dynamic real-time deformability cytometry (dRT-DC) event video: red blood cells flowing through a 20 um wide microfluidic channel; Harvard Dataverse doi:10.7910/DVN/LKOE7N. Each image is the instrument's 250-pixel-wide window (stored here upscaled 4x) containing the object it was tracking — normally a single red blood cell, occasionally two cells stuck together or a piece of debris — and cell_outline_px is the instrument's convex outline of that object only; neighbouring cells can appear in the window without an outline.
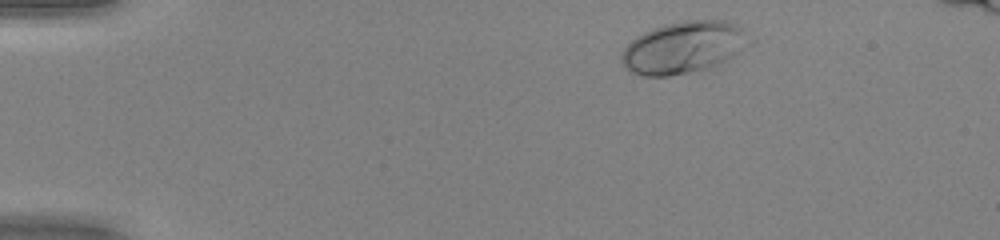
{"species": "human", "species_latin": "Homo sapiens", "temperature_condition": "warm", "stored_images_in_passage": 12, "camera_frame_rate_fps": 3000, "um_per_image_px": 0.085, "donor": {"sex": "female"}, "frame": {"image": 1, "passage_image": 3, "time_ms": 0.667, "image_size_px": [1000, 240], "cell_outline_px": [[756, 40], [752, 44], [720, 68], [668, 76], [640, 76], [632, 72], [620, 60], [620, 56], [624, 48], [632, 40], [644, 32], [652, 28], [664, 24], [680, 20], [724, 20], [740, 24]], "centroid_in_image_um": [58.27, 4.04], "position_along_channel_um": 26.7, "area_um2": 40.29}}
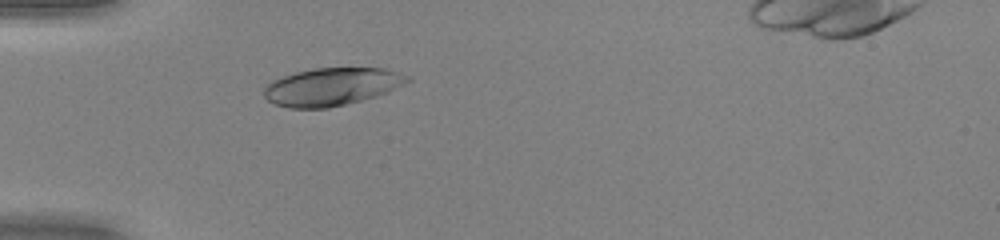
{"frame": {"image": 2, "passage_image": 11, "time_ms": 3.333, "image_size_px": [1000, 240], "cell_outline_px": [[412, 80], [388, 92], [376, 96], [328, 108], [288, 108], [276, 104], [268, 100], [264, 96], [264, 88], [272, 80], [296, 72], [316, 68], [384, 68], [408, 76]], "centroid_in_image_um": [28.19, 7.37], "position_along_channel_um": 56.8, "area_um2": 31.27}}